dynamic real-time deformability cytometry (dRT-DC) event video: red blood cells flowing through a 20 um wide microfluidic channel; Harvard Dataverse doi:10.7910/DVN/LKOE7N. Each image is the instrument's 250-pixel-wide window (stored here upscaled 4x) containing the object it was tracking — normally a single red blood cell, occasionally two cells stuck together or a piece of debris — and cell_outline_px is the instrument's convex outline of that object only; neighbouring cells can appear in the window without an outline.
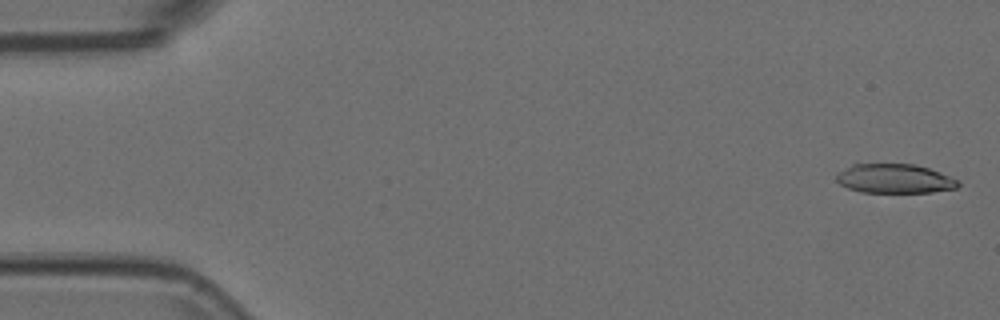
{"species": "Egyptian fruit bat (a non-hibernating species)", "species_latin": "Rousettus aegyptiacus", "temperature_condition": "room temperature", "stored_images_in_passage": 16, "camera_frame_rate_fps": 3000, "um_per_image_px": 0.085, "animal": {"sex": "female"}, "frame": {"image": 1, "passage_image": 2, "time_ms": 0.333, "image_size_px": [1000, 320], "cell_outline_px": [[960, 184], [956, 188], [932, 192], [860, 192], [848, 188], [840, 184], [836, 180], [836, 176], [840, 172], [856, 160], [916, 164], [928, 168], [960, 180]], "centroid_in_image_um": [75.98, 15.12], "position_along_channel_um": 9.0, "area_um2": 21.62}}
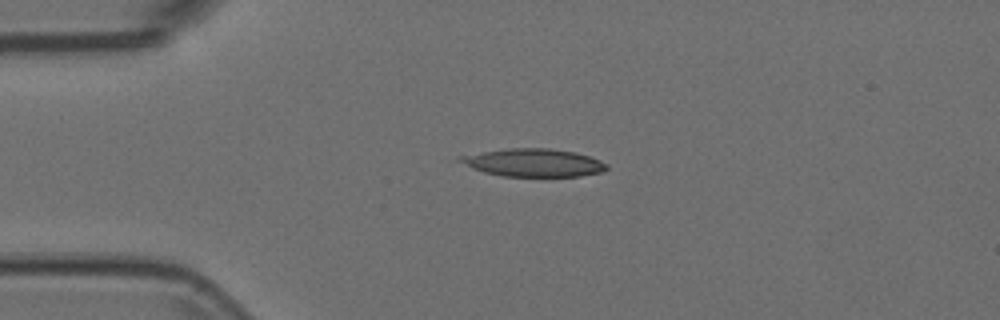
{"frame": {"image": 2, "passage_image": 13, "time_ms": 4.0, "image_size_px": [1000, 320], "cell_outline_px": [[608, 168], [600, 172], [580, 176], [504, 176], [484, 172], [472, 168], [456, 160], [456, 156], [508, 148], [548, 148], [576, 152], [600, 160], [608, 164]], "centroid_in_image_um": [45.32, 13.82], "position_along_channel_um": 39.7, "area_um2": 23.81}}